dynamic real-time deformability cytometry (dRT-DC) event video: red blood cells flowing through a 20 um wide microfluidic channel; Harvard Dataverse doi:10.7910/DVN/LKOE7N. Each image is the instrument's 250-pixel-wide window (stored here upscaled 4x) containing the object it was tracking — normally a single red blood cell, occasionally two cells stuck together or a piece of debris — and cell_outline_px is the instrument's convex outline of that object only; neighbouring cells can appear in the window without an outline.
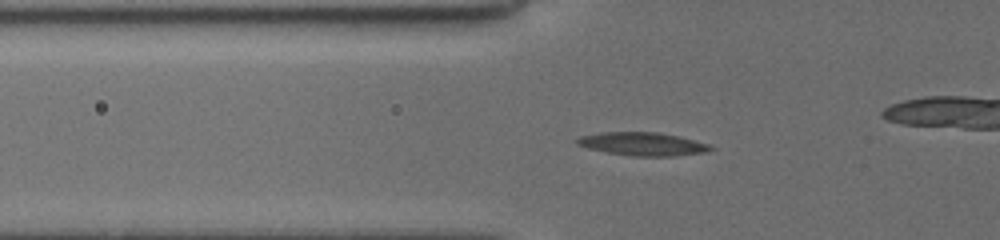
{"species": "common noctule bat (a hibernating species)", "species_latin": "Nyctalus noctula", "temperature_condition": "cold", "stored_images_in_passage": 15, "camera_frame_rate_fps": 3000, "um_per_image_px": 0.085, "animal": {"sex": "female", "body_mass_g": 19.5, "forearm_length_mm": 54.1}, "frame": {"image": 1, "passage_image": 13, "time_ms": 7.0, "image_size_px": [1000, 240], "cell_outline_px": [[716, 148], [708, 152], [672, 156], [636, 156], [608, 152], [588, 148], [576, 144], [576, 140], [580, 136], [600, 132], [656, 132], [680, 136], [708, 144]], "centroid_in_image_um": [54.65, 12.23], "position_along_channel_um": 71.1, "area_um2": 18.03}}